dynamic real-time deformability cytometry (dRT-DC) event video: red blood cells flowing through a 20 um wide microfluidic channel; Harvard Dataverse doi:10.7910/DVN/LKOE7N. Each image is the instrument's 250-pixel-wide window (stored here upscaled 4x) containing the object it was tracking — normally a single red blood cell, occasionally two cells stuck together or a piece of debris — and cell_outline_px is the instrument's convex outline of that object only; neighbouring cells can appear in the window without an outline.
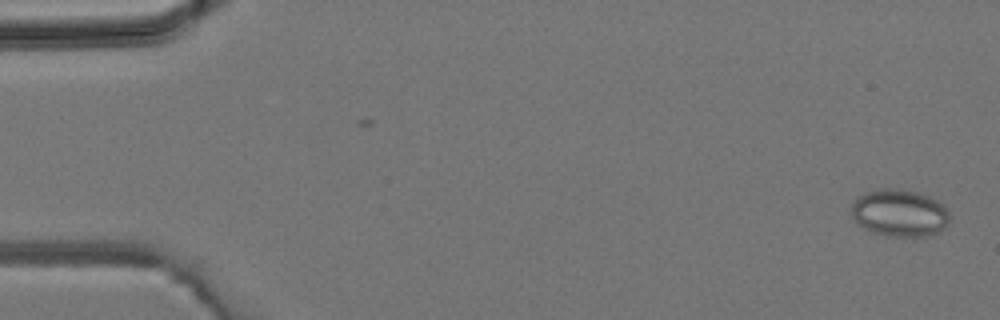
{"species": "common noctule bat (a hibernating species)", "species_latin": "Nyctalus noctula", "temperature_condition": "room temperature", "stored_images_in_passage": 44, "camera_frame_rate_fps": 3000, "um_per_image_px": 0.085, "animal": {"sex": "male", "body_mass_g": 19.2, "forearm_length_mm": 51.8}, "frame": {"image": 1, "passage_image": 1, "time_ms": 0.0, "image_size_px": [1000, 320], "cell_outline_px": [[948, 220], [944, 228], [940, 232], [924, 236], [888, 236], [872, 232], [856, 224], [852, 216], [852, 200], [856, 196], [864, 192], [876, 188], [896, 188], [920, 192], [944, 204], [948, 212]], "centroid_in_image_um": [76.41, 18.08], "position_along_channel_um": 8.6, "area_um2": 27.46}}
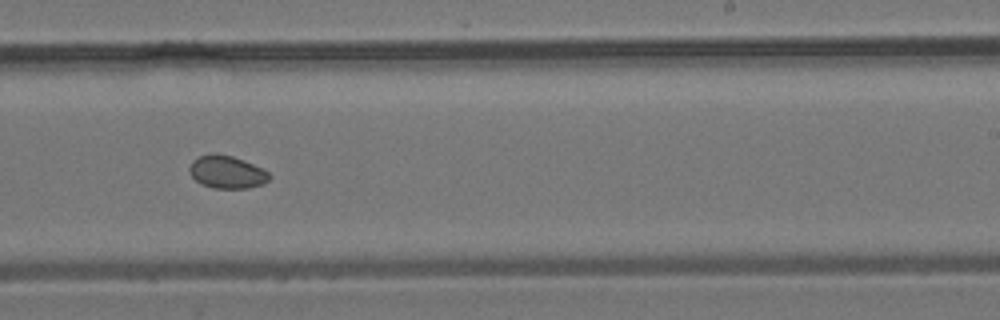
{"frame": {"image": 2, "passage_image": 27, "time_ms": 8.667, "image_size_px": [1000, 320], "cell_outline_px": [[272, 176], [264, 184], [248, 188], [212, 188], [200, 184], [192, 176], [188, 168], [192, 160], [200, 156], [212, 152], [216, 152], [232, 156], [244, 160], [268, 172]], "centroid_in_image_um": [19.27, 14.62], "position_along_channel_um": 269.7, "area_um2": 15.37}}
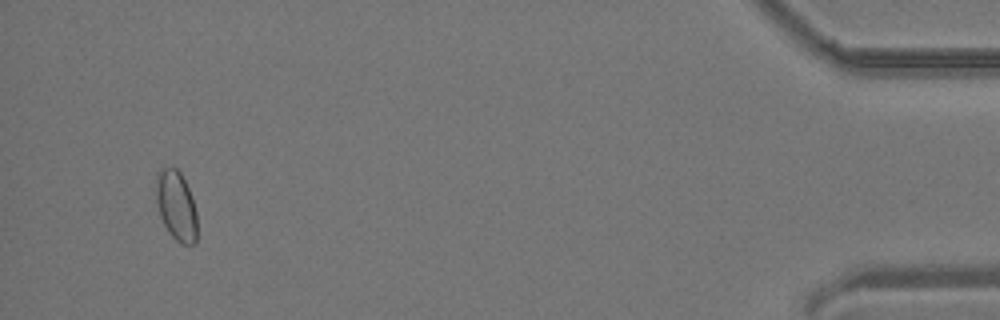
{"frame": {"image": 3, "passage_image": 42, "time_ms": 13.667, "image_size_px": [1000, 320], "cell_outline_px": [[196, 240], [192, 244], [180, 244], [168, 232], [160, 216], [156, 204], [156, 172], [160, 168], [176, 168], [180, 172], [188, 188], [196, 212]], "centroid_in_image_um": [14.95, 17.47], "position_along_channel_um": 420.3, "area_um2": 16.59}}